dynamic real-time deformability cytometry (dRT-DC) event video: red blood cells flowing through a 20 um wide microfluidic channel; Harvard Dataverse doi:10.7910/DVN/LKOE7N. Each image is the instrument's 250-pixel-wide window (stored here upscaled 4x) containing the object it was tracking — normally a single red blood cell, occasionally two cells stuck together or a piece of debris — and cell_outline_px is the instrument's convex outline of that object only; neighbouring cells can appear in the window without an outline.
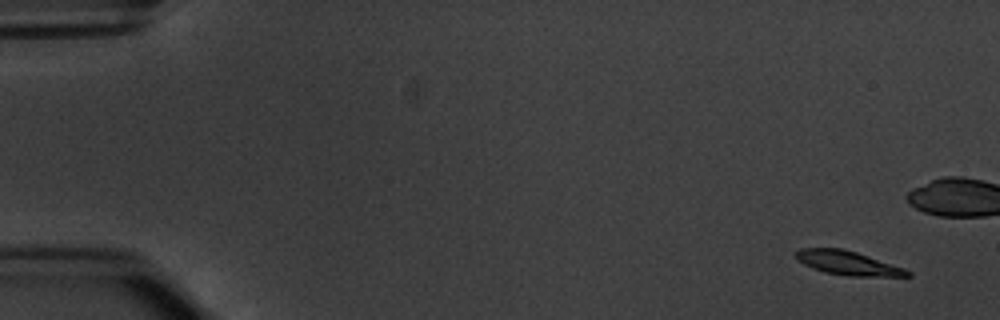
{"species": "common noctule bat (a hibernating species)", "species_latin": "Nyctalus noctula", "temperature_condition": "warm", "stored_images_in_passage": 6, "camera_frame_rate_fps": 3000, "um_per_image_px": 0.085, "animal": {"sex": "male", "body_mass_g": 20.1, "forearm_length_mm": 53.5}, "frame": {"image": 1, "passage_image": 1, "time_ms": 0.0, "image_size_px": [1000, 320], "cell_outline_px": [[912, 276], [848, 276], [824, 272], [812, 268], [796, 260], [796, 252], [800, 248], [844, 248], [904, 268], [912, 272]], "centroid_in_image_um": [72.05, 22.35], "position_along_channel_um": 12.9, "area_um2": 15.55}}